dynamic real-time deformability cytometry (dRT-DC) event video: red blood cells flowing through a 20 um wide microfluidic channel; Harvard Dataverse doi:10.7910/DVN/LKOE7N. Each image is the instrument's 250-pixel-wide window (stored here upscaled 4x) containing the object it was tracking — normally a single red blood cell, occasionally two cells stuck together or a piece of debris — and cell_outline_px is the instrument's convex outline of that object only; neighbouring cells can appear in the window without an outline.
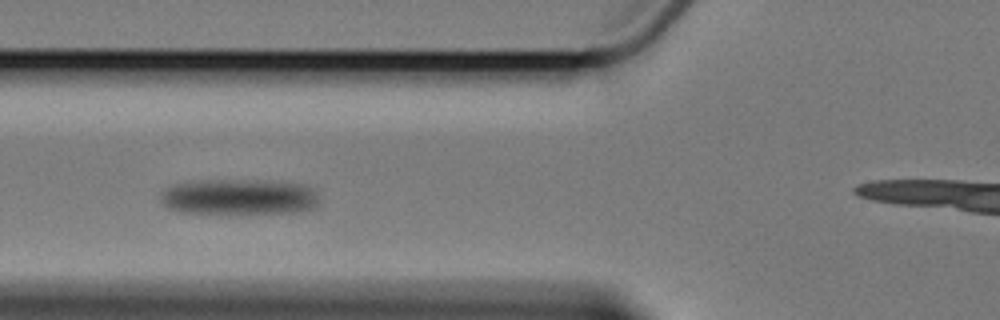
{"species": "Egyptian fruit bat (a non-hibernating species)", "species_latin": "Rousettus aegyptiacus", "temperature_condition": "cold", "stored_images_in_passage": 7, "segment_of_instrument_passage": [1, 2], "camera_frame_rate_fps": 3000, "um_per_image_px": 0.085, "animal": {"sex": "female"}, "frame": {"image": 1, "passage_image": 5, "time_ms": 4.667, "image_size_px": [1000, 320], "cell_outline_px": [[320, 204], [316, 208], [296, 212], [240, 216], [216, 216], [180, 212], [168, 208], [160, 200], [164, 192], [168, 188], [176, 184], [200, 180], [288, 180], [308, 184], [316, 192], [320, 200]], "centroid_in_image_um": [20.44, 16.78], "position_along_channel_um": 105.4, "area_um2": 35.26}}
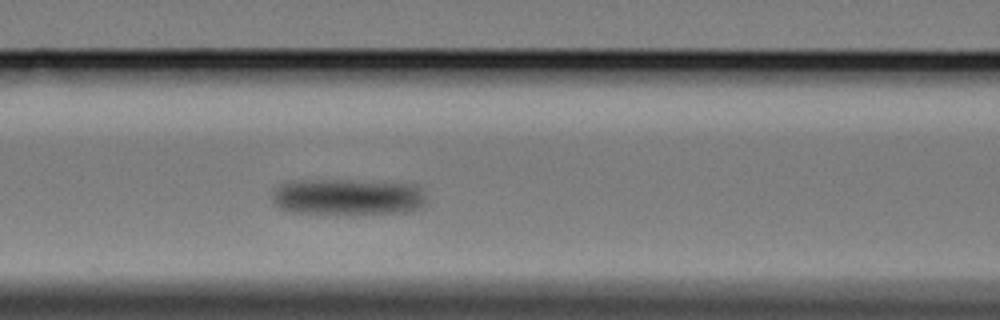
{"frame": {"image": 2, "passage_image": 6, "time_ms": 5.667, "image_size_px": [1000, 320], "cell_outline_px": [[428, 200], [420, 208], [404, 212], [292, 212], [280, 208], [272, 200], [272, 192], [280, 184], [296, 180], [348, 180], [420, 184]], "centroid_in_image_um": [29.61, 16.7], "position_along_channel_um": 137.0, "area_um2": 32.31}}